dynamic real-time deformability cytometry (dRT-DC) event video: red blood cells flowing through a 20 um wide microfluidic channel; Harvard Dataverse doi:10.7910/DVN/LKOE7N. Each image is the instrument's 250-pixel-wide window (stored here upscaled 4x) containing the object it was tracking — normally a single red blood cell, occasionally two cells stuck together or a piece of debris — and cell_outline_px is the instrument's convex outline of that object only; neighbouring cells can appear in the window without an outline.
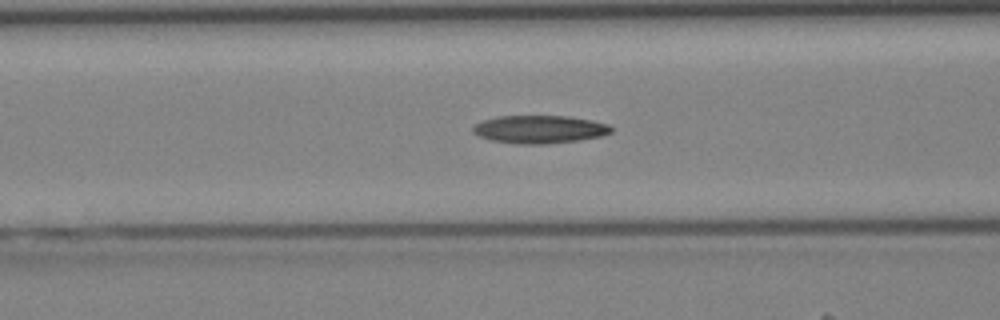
{"species": "Egyptian fruit bat (a non-hibernating species)", "species_latin": "Rousettus aegyptiacus", "temperature_condition": "cold", "stored_images_in_passage": 39, "camera_frame_rate_fps": 3000, "um_per_image_px": 0.085, "animal": {"sex": "female"}, "frame": {"image": 1, "passage_image": 14, "time_ms": 4.333, "image_size_px": [1000, 320], "cell_outline_px": [[612, 132], [600, 136], [580, 140], [544, 144], [520, 144], [492, 140], [480, 136], [472, 132], [472, 128], [476, 124], [484, 120], [496, 116], [568, 116], [592, 120], [608, 124], [612, 128]], "centroid_in_image_um": [45.87, 10.99], "position_along_channel_um": 120.7, "area_um2": 22.43}}
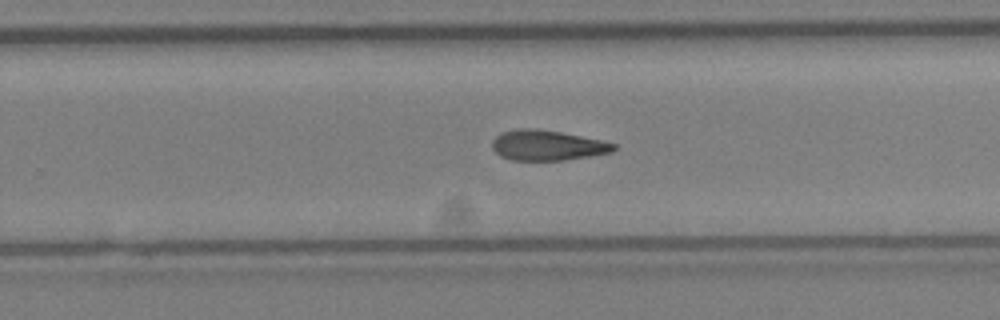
{"frame": {"image": 2, "passage_image": 24, "time_ms": 7.667, "image_size_px": [1000, 320], "cell_outline_px": [[616, 148], [612, 152], [564, 160], [512, 160], [500, 156], [492, 148], [492, 140], [500, 132], [520, 128], [536, 128], [560, 132], [600, 140], [616, 144]], "centroid_in_image_um": [46.48, 12.35], "position_along_channel_um": 283.3, "area_um2": 21.33}}
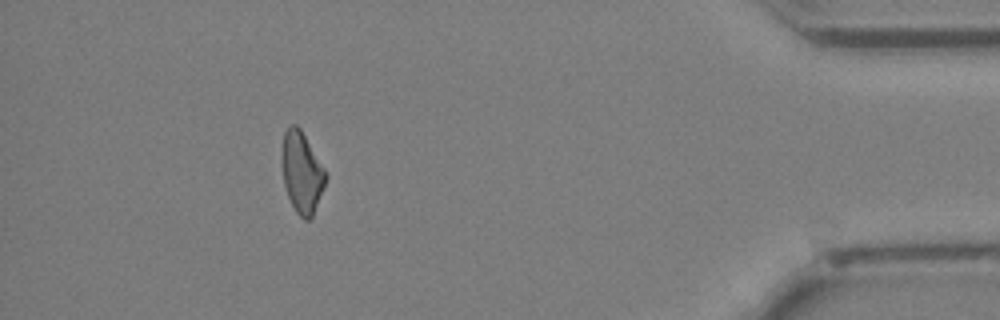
{"frame": {"image": 3, "passage_image": 35, "time_ms": 11.333, "image_size_px": [1000, 320], "cell_outline_px": [[328, 176], [324, 188], [312, 216], [308, 220], [304, 220], [296, 212], [288, 196], [284, 184], [280, 160], [280, 156], [284, 132], [292, 124], [296, 124], [300, 128], [324, 168]], "centroid_in_image_um": [25.64, 14.64], "position_along_channel_um": 409.6, "area_um2": 20.75}}